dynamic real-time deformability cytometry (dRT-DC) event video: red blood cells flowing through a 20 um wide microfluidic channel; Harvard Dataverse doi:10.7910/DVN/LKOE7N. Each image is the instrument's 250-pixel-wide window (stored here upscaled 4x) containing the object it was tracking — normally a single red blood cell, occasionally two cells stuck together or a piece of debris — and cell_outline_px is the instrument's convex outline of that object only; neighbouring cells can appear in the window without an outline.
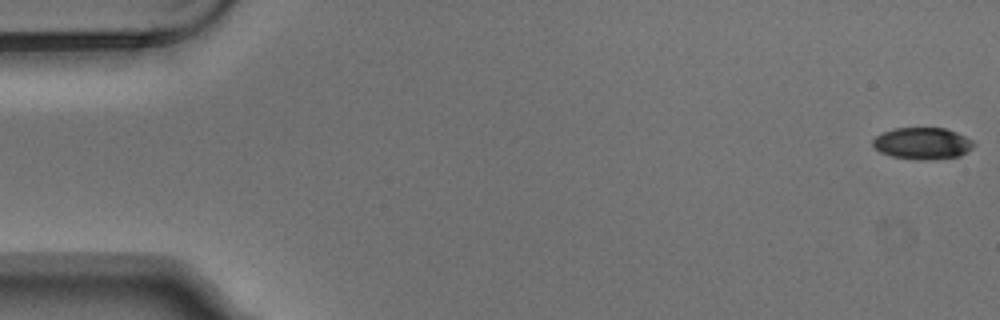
{"species": "Egyptian fruit bat (a non-hibernating species)", "species_latin": "Rousettus aegyptiacus", "temperature_condition": "warm", "stored_images_in_passage": 5, "camera_frame_rate_fps": 3000, "um_per_image_px": 0.085, "animal": {"sex": "male"}, "frame": {"image": 1, "passage_image": 1, "time_ms": 0.0, "image_size_px": [1000, 320], "cell_outline_px": [[976, 144], [968, 152], [960, 156], [928, 160], [920, 160], [892, 156], [880, 152], [872, 144], [872, 140], [876, 136], [892, 128], [944, 128], [956, 132], [972, 140]], "centroid_in_image_um": [78.42, 12.19], "position_along_channel_um": 6.6, "area_um2": 18.67}}